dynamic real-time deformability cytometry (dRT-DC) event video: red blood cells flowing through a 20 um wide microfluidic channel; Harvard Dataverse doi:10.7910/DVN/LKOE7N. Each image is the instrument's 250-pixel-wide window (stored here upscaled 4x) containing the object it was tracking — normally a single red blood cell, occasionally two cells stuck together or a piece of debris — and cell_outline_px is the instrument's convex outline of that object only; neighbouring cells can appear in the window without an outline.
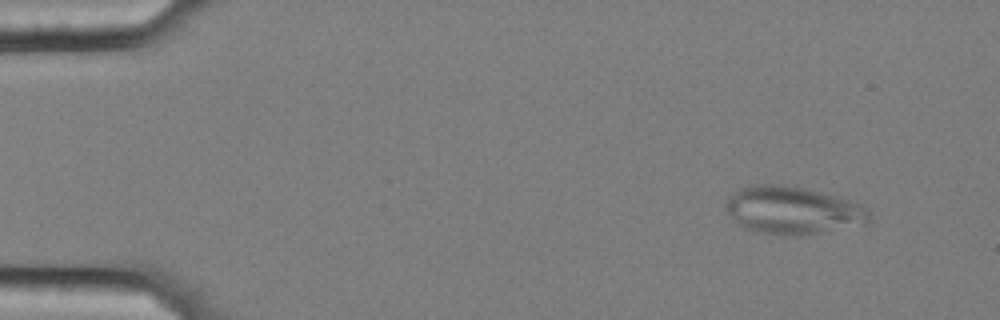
{"species": "common noctule bat (a hibernating species)", "species_latin": "Nyctalus noctula", "temperature_condition": "cold", "stored_images_in_passage": 54, "camera_frame_rate_fps": 3000, "um_per_image_px": 0.085, "animal": {"sex": "female", "body_mass_g": 25.1}, "frame": {"image": 1, "passage_image": 3, "time_ms": 0.667, "image_size_px": [1000, 320], "cell_outline_px": [[868, 220], [808, 236], [792, 236], [764, 232], [744, 228], [728, 212], [724, 204], [740, 188], [768, 184], [804, 188], [848, 200], [860, 204], [868, 212]], "centroid_in_image_um": [67.34, 17.89], "position_along_channel_um": 17.7, "area_um2": 38.26}}
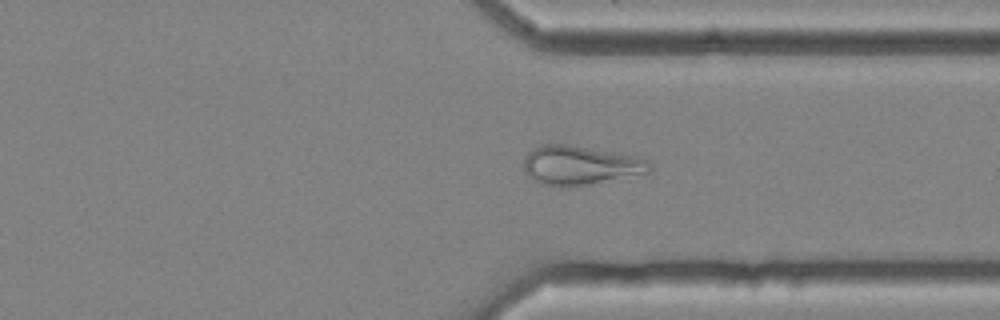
{"frame": {"image": 2, "passage_image": 41, "time_ms": 13.333, "image_size_px": [1000, 320], "cell_outline_px": [[652, 168], [648, 172], [568, 188], [544, 184], [532, 180], [524, 172], [524, 156], [532, 148], [540, 144], [568, 144], [612, 152], [632, 156], [648, 160], [652, 164]], "centroid_in_image_um": [49.23, 14.05], "position_along_channel_um": 362.2, "area_um2": 28.55}}
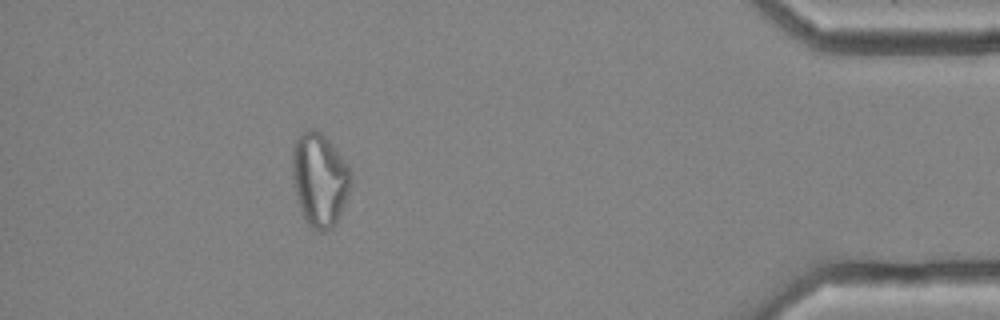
{"frame": {"image": 3, "passage_image": 49, "time_ms": 16.0, "image_size_px": [1000, 320], "cell_outline_px": [[352, 184], [336, 224], [328, 232], [316, 232], [304, 220], [296, 192], [292, 176], [292, 148], [300, 132], [308, 128], [316, 128], [332, 144], [352, 172]], "centroid_in_image_um": [27.17, 15.27], "position_along_channel_um": 408.0, "area_um2": 32.14}, "authors_computed_cell_mechanics": {"area_um2": 29.9115, "velocity_mm_per_s": 3.5592, "shape_relaxation_time_tau1_ms": null, "shape_relaxation_time_tau2_ms": 3.5197, "deformation_change_tau1": null, "deformation_change_tau2": 0.1215}}